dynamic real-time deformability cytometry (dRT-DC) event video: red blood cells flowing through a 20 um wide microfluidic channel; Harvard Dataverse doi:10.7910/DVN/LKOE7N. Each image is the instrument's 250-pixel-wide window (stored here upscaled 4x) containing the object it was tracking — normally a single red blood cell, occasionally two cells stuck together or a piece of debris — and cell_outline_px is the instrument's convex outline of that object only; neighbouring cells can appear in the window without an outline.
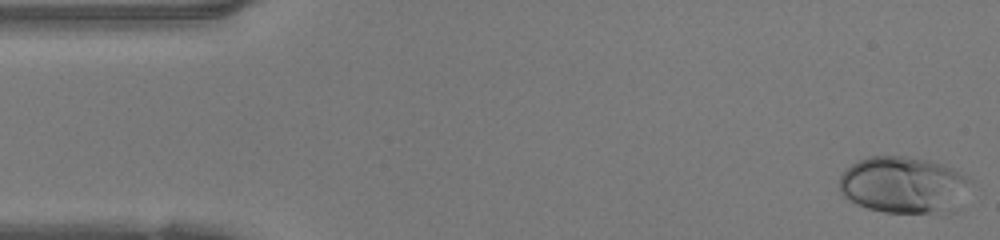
{"species": "human", "species_latin": "Homo sapiens", "temperature_condition": "warm", "stored_images_in_passage": 47, "camera_frame_rate_fps": 3000, "um_per_image_px": 0.085, "donor": {"sex": "female"}, "frame": {"image": 1, "passage_image": 1, "time_ms": 0.0, "image_size_px": [1000, 240], "cell_outline_px": [[972, 180], [936, 208], [928, 212], [884, 212], [868, 208], [856, 204], [844, 196], [840, 192], [840, 176], [852, 164], [868, 156], [908, 156], [928, 160], [944, 164], [952, 168]], "centroid_in_image_um": [76.53, 15.62], "position_along_channel_um": 8.5, "area_um2": 40.46}}
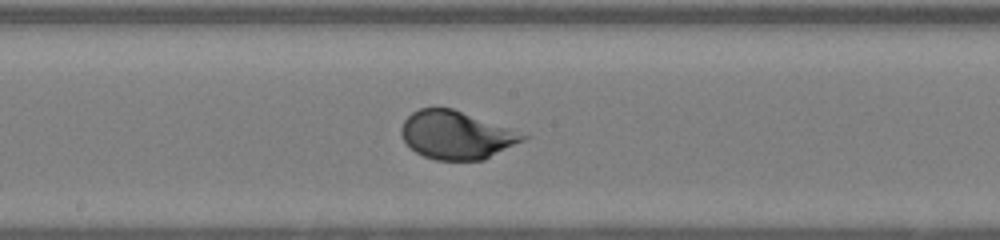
{"frame": {"image": 2, "passage_image": 24, "time_ms": 7.667, "image_size_px": [1000, 240], "cell_outline_px": [[532, 136], [484, 160], [436, 160], [424, 156], [416, 152], [404, 140], [400, 132], [400, 128], [404, 120], [412, 112], [420, 108], [452, 108]], "centroid_in_image_um": [38.79, 11.48], "position_along_channel_um": 209.4, "area_um2": 33.87}}
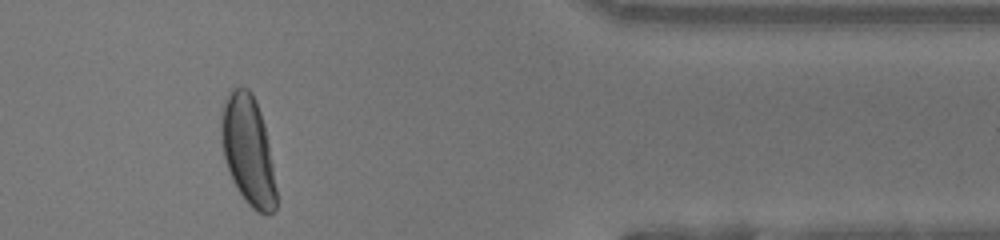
{"frame": {"image": 3, "passage_image": 39, "time_ms": 12.667, "image_size_px": [1000, 240], "cell_outline_px": [[276, 208], [272, 212], [256, 212], [248, 204], [232, 180], [224, 160], [220, 140], [220, 120], [224, 104], [228, 92], [232, 88], [248, 88], [252, 92], [256, 100], [264, 124], [272, 164], [276, 188]], "centroid_in_image_um": [21.06, 12.75], "position_along_channel_um": 390.3, "area_um2": 34.85}, "authors_computed_cell_mechanics": {"area_um2": 34.8534, "velocity_mm_per_s": 4.2101, "shape_relaxation_time_tau1_ms": 2.3674, "shape_relaxation_time_tau2_ms": null, "deformation_change_tau1": 0.1823, "deformation_change_tau2": null}}